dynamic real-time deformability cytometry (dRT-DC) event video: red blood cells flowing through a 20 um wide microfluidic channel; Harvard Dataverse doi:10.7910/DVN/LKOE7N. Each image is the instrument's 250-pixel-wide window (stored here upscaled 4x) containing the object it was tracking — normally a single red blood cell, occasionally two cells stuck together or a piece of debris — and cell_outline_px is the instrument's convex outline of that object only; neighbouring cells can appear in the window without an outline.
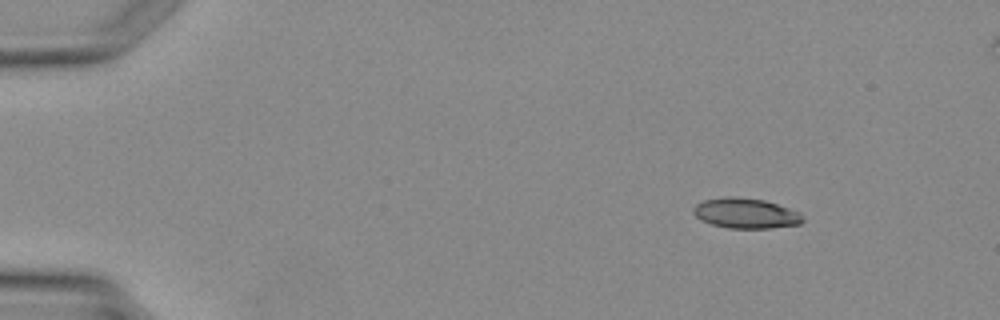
{"species": "Egyptian fruit bat (a non-hibernating species)", "species_latin": "Rousettus aegyptiacus", "temperature_condition": "warm", "stored_images_in_passage": 3, "camera_frame_rate_fps": 3000, "um_per_image_px": 0.085, "animal": {"sex": "female"}, "frame": {"image": 1, "passage_image": 1, "time_ms": 0.0, "image_size_px": [1000, 320], "cell_outline_px": [[804, 220], [800, 224], [772, 228], [728, 228], [712, 224], [696, 216], [692, 212], [692, 208], [696, 204], [704, 200], [764, 200], [800, 212]], "centroid_in_image_um": [63.45, 18.19], "position_along_channel_um": 21.6, "area_um2": 18.21}}